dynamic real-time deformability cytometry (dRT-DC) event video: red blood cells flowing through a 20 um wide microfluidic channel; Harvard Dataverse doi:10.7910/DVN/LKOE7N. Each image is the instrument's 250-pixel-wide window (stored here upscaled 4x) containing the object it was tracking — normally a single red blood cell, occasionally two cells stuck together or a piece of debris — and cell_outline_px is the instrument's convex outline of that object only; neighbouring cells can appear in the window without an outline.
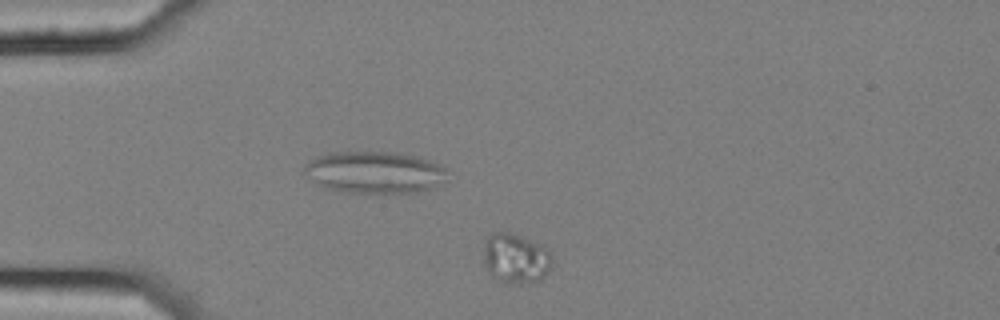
{"species": "common noctule bat (a hibernating species)", "species_latin": "Nyctalus noctula", "temperature_condition": "cold", "stored_images_in_passage": 5, "camera_frame_rate_fps": 3000, "um_per_image_px": 0.085, "animal": {"sex": "female", "body_mass_g": 25.1}, "frame": {"image": 1, "passage_image": 4, "time_ms": 1.0, "image_size_px": [1000, 320], "cell_outline_px": [[552, 264], [548, 272], [540, 280], [496, 280], [488, 272], [484, 264], [484, 244], [488, 236], [496, 232], [512, 232], [544, 244], [548, 248], [552, 256]], "centroid_in_image_um": [43.86, 21.88], "position_along_channel_um": 41.1, "area_um2": 19.71}}